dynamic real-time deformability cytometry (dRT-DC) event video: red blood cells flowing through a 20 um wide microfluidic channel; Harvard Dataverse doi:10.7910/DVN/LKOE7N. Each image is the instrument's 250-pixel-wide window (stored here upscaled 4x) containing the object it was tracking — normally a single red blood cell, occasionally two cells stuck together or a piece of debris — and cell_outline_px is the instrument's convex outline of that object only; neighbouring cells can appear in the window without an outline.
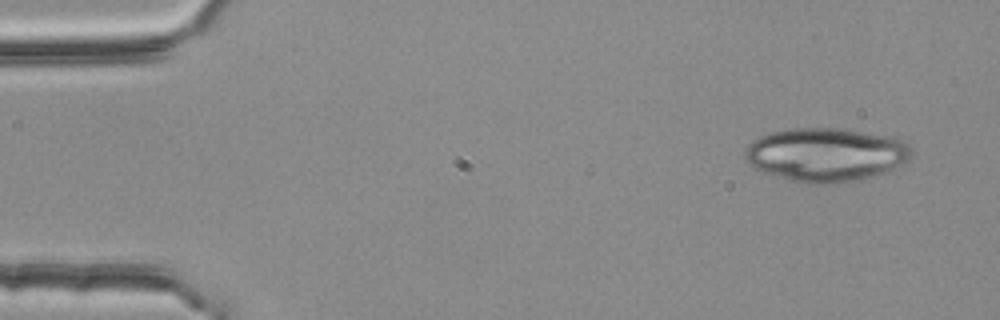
{"species": "common noctule bat (a hibernating species)", "species_latin": "Nyctalus noctula", "temperature_condition": "room temperature", "stored_images_in_passage": 4, "camera_frame_rate_fps": 3000, "um_per_image_px": 0.085, "animal": {"sex": "female", "body_mass_g": 25.1}, "frame": {"image": 1, "passage_image": 1, "time_ms": 0.0, "image_size_px": [1000, 320], "cell_outline_px": [[916, 152], [908, 160], [872, 176], [860, 180], [840, 184], [808, 184], [792, 180], [764, 172], [748, 164], [744, 160], [744, 152], [748, 144], [752, 140], [760, 136], [772, 132], [788, 128], [840, 128], [888, 136], [900, 140], [908, 144]], "centroid_in_image_um": [70.17, 13.14], "position_along_channel_um": 14.8, "area_um2": 52.14}}